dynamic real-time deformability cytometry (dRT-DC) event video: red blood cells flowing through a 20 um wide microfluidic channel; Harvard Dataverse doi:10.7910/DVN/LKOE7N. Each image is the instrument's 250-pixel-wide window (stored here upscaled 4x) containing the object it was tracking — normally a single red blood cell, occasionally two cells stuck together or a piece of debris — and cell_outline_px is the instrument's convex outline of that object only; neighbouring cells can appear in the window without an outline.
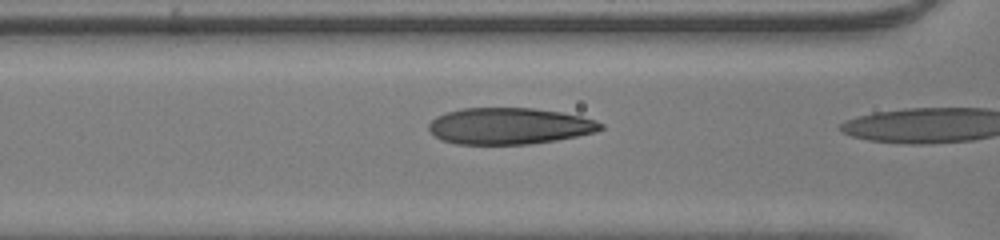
{"species": "human", "species_latin": "Homo sapiens", "temperature_condition": "room temperature", "stored_images_in_passage": 5, "camera_frame_rate_fps": 3000, "um_per_image_px": 0.085, "donor": {"sex": "male"}, "frame": {"image": 1, "passage_image": 4, "time_ms": 1.0, "image_size_px": [1000, 240], "cell_outline_px": [[604, 128], [596, 132], [556, 140], [528, 144], [456, 144], [440, 140], [428, 128], [428, 124], [436, 116], [460, 108], [532, 108], [560, 112], [580, 116], [596, 120], [604, 124]], "centroid_in_image_um": [43.29, 10.71], "position_along_channel_um": 123.3, "area_um2": 36.53}}